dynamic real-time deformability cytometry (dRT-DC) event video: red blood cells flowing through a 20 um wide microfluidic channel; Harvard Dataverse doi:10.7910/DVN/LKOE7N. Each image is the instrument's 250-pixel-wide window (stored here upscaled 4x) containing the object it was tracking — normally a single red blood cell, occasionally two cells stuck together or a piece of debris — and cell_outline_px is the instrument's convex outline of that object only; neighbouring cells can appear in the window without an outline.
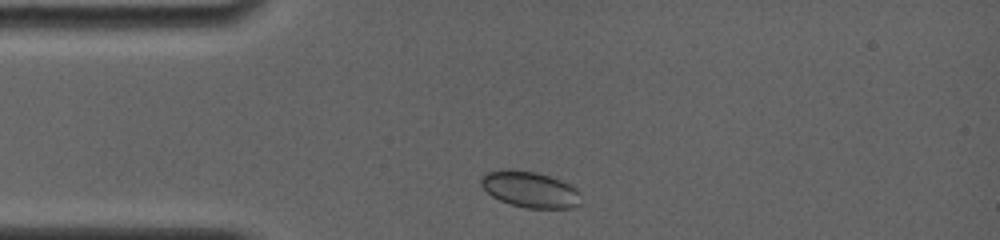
{"species": "common noctule bat (a hibernating species)", "species_latin": "Nyctalus noctula", "temperature_condition": "room temperature", "stored_images_in_passage": 6, "camera_frame_rate_fps": 4000, "um_per_image_px": 0.085, "animal": {"sex": "female", "body_mass_g": 19.0, "forearm_length_mm": 56.7}, "frame": {"image": 1, "passage_image": 1, "time_ms": 0.0, "image_size_px": [1000, 240], "cell_outline_px": [[580, 204], [572, 208], [524, 208], [500, 200], [492, 196], [480, 184], [480, 176], [484, 172], [504, 168], [512, 168], [536, 172], [560, 180], [576, 188], [580, 192]], "centroid_in_image_um": [45.01, 16.08], "position_along_channel_um": 40.0, "area_um2": 21.27}}
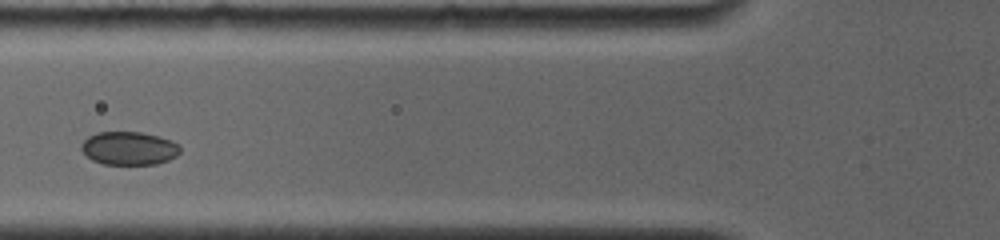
{"frame": {"image": 2, "passage_image": 4, "time_ms": 2.5, "image_size_px": [1000, 240], "cell_outline_px": [[180, 152], [176, 156], [168, 160], [156, 164], [104, 164], [92, 160], [80, 148], [80, 144], [88, 136], [96, 132], [140, 132], [172, 140], [180, 144]], "centroid_in_image_um": [10.97, 12.6], "position_along_channel_um": 114.8, "area_um2": 19.19}}
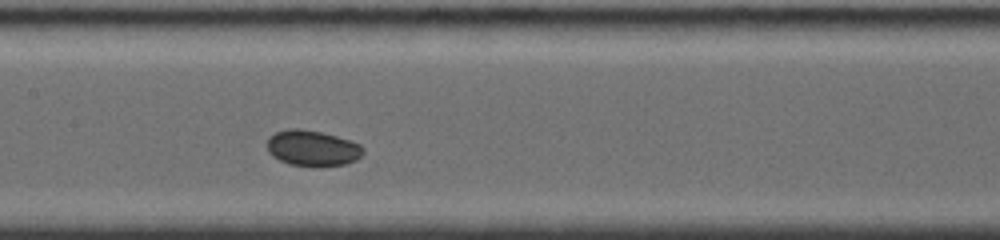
{"frame": {"image": 3, "passage_image": 6, "time_ms": 4.25, "image_size_px": [1000, 240], "cell_outline_px": [[364, 152], [356, 160], [344, 164], [288, 164], [272, 156], [268, 152], [268, 136], [276, 132], [288, 128], [300, 128], [320, 132], [336, 136], [360, 144], [364, 148]], "centroid_in_image_um": [26.53, 12.55], "position_along_channel_um": 180.9, "area_um2": 19.48}}